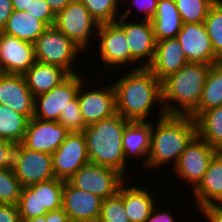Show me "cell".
<instances>
[{
    "mask_svg": "<svg viewBox=\"0 0 222 222\" xmlns=\"http://www.w3.org/2000/svg\"><path fill=\"white\" fill-rule=\"evenodd\" d=\"M128 70L126 74L124 72L123 75H118V79L115 77V82H112L115 90L116 113L128 121L147 122L148 117L153 116L155 106L158 105L157 119L166 115L162 103L161 81L148 67Z\"/></svg>",
    "mask_w": 222,
    "mask_h": 222,
    "instance_id": "1",
    "label": "cell"
},
{
    "mask_svg": "<svg viewBox=\"0 0 222 222\" xmlns=\"http://www.w3.org/2000/svg\"><path fill=\"white\" fill-rule=\"evenodd\" d=\"M196 135V122L190 115H164L155 122L152 121L146 171H158L162 166L167 167L168 163L174 164L171 165L174 167Z\"/></svg>",
    "mask_w": 222,
    "mask_h": 222,
    "instance_id": "2",
    "label": "cell"
},
{
    "mask_svg": "<svg viewBox=\"0 0 222 222\" xmlns=\"http://www.w3.org/2000/svg\"><path fill=\"white\" fill-rule=\"evenodd\" d=\"M130 121L116 113L87 126L83 131L89 161L117 170L127 179V161L122 145L123 133Z\"/></svg>",
    "mask_w": 222,
    "mask_h": 222,
    "instance_id": "3",
    "label": "cell"
},
{
    "mask_svg": "<svg viewBox=\"0 0 222 222\" xmlns=\"http://www.w3.org/2000/svg\"><path fill=\"white\" fill-rule=\"evenodd\" d=\"M210 66L188 62L161 81L166 115H190L198 107Z\"/></svg>",
    "mask_w": 222,
    "mask_h": 222,
    "instance_id": "4",
    "label": "cell"
},
{
    "mask_svg": "<svg viewBox=\"0 0 222 222\" xmlns=\"http://www.w3.org/2000/svg\"><path fill=\"white\" fill-rule=\"evenodd\" d=\"M34 51L36 61L60 66L70 75L79 74L75 64L84 52L55 26L48 27L36 40Z\"/></svg>",
    "mask_w": 222,
    "mask_h": 222,
    "instance_id": "5",
    "label": "cell"
},
{
    "mask_svg": "<svg viewBox=\"0 0 222 222\" xmlns=\"http://www.w3.org/2000/svg\"><path fill=\"white\" fill-rule=\"evenodd\" d=\"M54 26L84 51L85 55V51L90 50L89 47L94 44L92 39L96 40L99 23L81 1L73 0L56 14Z\"/></svg>",
    "mask_w": 222,
    "mask_h": 222,
    "instance_id": "6",
    "label": "cell"
},
{
    "mask_svg": "<svg viewBox=\"0 0 222 222\" xmlns=\"http://www.w3.org/2000/svg\"><path fill=\"white\" fill-rule=\"evenodd\" d=\"M63 188L64 180L57 178L24 186L18 203L21 222L62 208Z\"/></svg>",
    "mask_w": 222,
    "mask_h": 222,
    "instance_id": "7",
    "label": "cell"
},
{
    "mask_svg": "<svg viewBox=\"0 0 222 222\" xmlns=\"http://www.w3.org/2000/svg\"><path fill=\"white\" fill-rule=\"evenodd\" d=\"M96 49L104 69L118 74L123 66L130 67V49L124 30L116 23L100 24L96 35ZM107 67V68H106ZM112 67V68H111Z\"/></svg>",
    "mask_w": 222,
    "mask_h": 222,
    "instance_id": "8",
    "label": "cell"
},
{
    "mask_svg": "<svg viewBox=\"0 0 222 222\" xmlns=\"http://www.w3.org/2000/svg\"><path fill=\"white\" fill-rule=\"evenodd\" d=\"M218 152L196 135L181 153L176 165L171 168L172 173H175L178 180L187 181L186 183L190 184L193 190L202 180L210 162Z\"/></svg>",
    "mask_w": 222,
    "mask_h": 222,
    "instance_id": "9",
    "label": "cell"
},
{
    "mask_svg": "<svg viewBox=\"0 0 222 222\" xmlns=\"http://www.w3.org/2000/svg\"><path fill=\"white\" fill-rule=\"evenodd\" d=\"M131 20L120 16L115 21L126 34L130 49V66L132 67L135 64L130 69L148 67L153 60L156 48L152 22L143 19H137V21Z\"/></svg>",
    "mask_w": 222,
    "mask_h": 222,
    "instance_id": "10",
    "label": "cell"
},
{
    "mask_svg": "<svg viewBox=\"0 0 222 222\" xmlns=\"http://www.w3.org/2000/svg\"><path fill=\"white\" fill-rule=\"evenodd\" d=\"M126 178L117 170L94 163H87L73 174L68 181L86 192L103 199L115 195Z\"/></svg>",
    "mask_w": 222,
    "mask_h": 222,
    "instance_id": "11",
    "label": "cell"
},
{
    "mask_svg": "<svg viewBox=\"0 0 222 222\" xmlns=\"http://www.w3.org/2000/svg\"><path fill=\"white\" fill-rule=\"evenodd\" d=\"M85 79L77 92V97L85 126L95 124L102 119L116 114L115 90L112 83L90 87L86 86ZM108 83V84H107ZM99 86V87H98ZM85 89V90H84Z\"/></svg>",
    "mask_w": 222,
    "mask_h": 222,
    "instance_id": "12",
    "label": "cell"
},
{
    "mask_svg": "<svg viewBox=\"0 0 222 222\" xmlns=\"http://www.w3.org/2000/svg\"><path fill=\"white\" fill-rule=\"evenodd\" d=\"M13 170L23 187L55 178L52 154L29 150L21 143L14 148Z\"/></svg>",
    "mask_w": 222,
    "mask_h": 222,
    "instance_id": "13",
    "label": "cell"
},
{
    "mask_svg": "<svg viewBox=\"0 0 222 222\" xmlns=\"http://www.w3.org/2000/svg\"><path fill=\"white\" fill-rule=\"evenodd\" d=\"M84 76L81 71L79 74L70 75L59 86L47 93L35 96L33 117L58 122L61 112L77 96L78 89L85 80Z\"/></svg>",
    "mask_w": 222,
    "mask_h": 222,
    "instance_id": "14",
    "label": "cell"
},
{
    "mask_svg": "<svg viewBox=\"0 0 222 222\" xmlns=\"http://www.w3.org/2000/svg\"><path fill=\"white\" fill-rule=\"evenodd\" d=\"M89 162L86 141L82 132H70L52 154L55 178L64 181Z\"/></svg>",
    "mask_w": 222,
    "mask_h": 222,
    "instance_id": "15",
    "label": "cell"
},
{
    "mask_svg": "<svg viewBox=\"0 0 222 222\" xmlns=\"http://www.w3.org/2000/svg\"><path fill=\"white\" fill-rule=\"evenodd\" d=\"M176 39L188 62L212 65L221 60L215 55L212 42L203 23H184Z\"/></svg>",
    "mask_w": 222,
    "mask_h": 222,
    "instance_id": "16",
    "label": "cell"
},
{
    "mask_svg": "<svg viewBox=\"0 0 222 222\" xmlns=\"http://www.w3.org/2000/svg\"><path fill=\"white\" fill-rule=\"evenodd\" d=\"M70 132L56 121L32 117L27 124L21 144L33 151L53 154Z\"/></svg>",
    "mask_w": 222,
    "mask_h": 222,
    "instance_id": "17",
    "label": "cell"
},
{
    "mask_svg": "<svg viewBox=\"0 0 222 222\" xmlns=\"http://www.w3.org/2000/svg\"><path fill=\"white\" fill-rule=\"evenodd\" d=\"M103 198L64 181L62 208L70 222H97Z\"/></svg>",
    "mask_w": 222,
    "mask_h": 222,
    "instance_id": "18",
    "label": "cell"
},
{
    "mask_svg": "<svg viewBox=\"0 0 222 222\" xmlns=\"http://www.w3.org/2000/svg\"><path fill=\"white\" fill-rule=\"evenodd\" d=\"M35 62L34 44L0 32V73L23 75Z\"/></svg>",
    "mask_w": 222,
    "mask_h": 222,
    "instance_id": "19",
    "label": "cell"
},
{
    "mask_svg": "<svg viewBox=\"0 0 222 222\" xmlns=\"http://www.w3.org/2000/svg\"><path fill=\"white\" fill-rule=\"evenodd\" d=\"M0 104L25 115H34V96L22 74L0 73Z\"/></svg>",
    "mask_w": 222,
    "mask_h": 222,
    "instance_id": "20",
    "label": "cell"
},
{
    "mask_svg": "<svg viewBox=\"0 0 222 222\" xmlns=\"http://www.w3.org/2000/svg\"><path fill=\"white\" fill-rule=\"evenodd\" d=\"M188 61L176 38L156 42L155 53L148 68L162 81L170 74L178 72Z\"/></svg>",
    "mask_w": 222,
    "mask_h": 222,
    "instance_id": "21",
    "label": "cell"
},
{
    "mask_svg": "<svg viewBox=\"0 0 222 222\" xmlns=\"http://www.w3.org/2000/svg\"><path fill=\"white\" fill-rule=\"evenodd\" d=\"M190 191L197 211L209 204L222 203V158L218 154L210 162L199 184Z\"/></svg>",
    "mask_w": 222,
    "mask_h": 222,
    "instance_id": "22",
    "label": "cell"
},
{
    "mask_svg": "<svg viewBox=\"0 0 222 222\" xmlns=\"http://www.w3.org/2000/svg\"><path fill=\"white\" fill-rule=\"evenodd\" d=\"M129 181H124V208L130 222H146L149 215L152 213L153 208L158 205L159 201L148 190L147 186L142 185L141 182L129 186ZM137 183H141L140 185ZM146 187V188H145ZM157 199V200H156Z\"/></svg>",
    "mask_w": 222,
    "mask_h": 222,
    "instance_id": "23",
    "label": "cell"
},
{
    "mask_svg": "<svg viewBox=\"0 0 222 222\" xmlns=\"http://www.w3.org/2000/svg\"><path fill=\"white\" fill-rule=\"evenodd\" d=\"M70 74L62 67L36 61L24 74L32 95L38 96L59 86Z\"/></svg>",
    "mask_w": 222,
    "mask_h": 222,
    "instance_id": "24",
    "label": "cell"
},
{
    "mask_svg": "<svg viewBox=\"0 0 222 222\" xmlns=\"http://www.w3.org/2000/svg\"><path fill=\"white\" fill-rule=\"evenodd\" d=\"M152 121L135 122L130 121L123 133L122 145L125 160L144 159L143 167L147 165V158L150 151Z\"/></svg>",
    "mask_w": 222,
    "mask_h": 222,
    "instance_id": "25",
    "label": "cell"
},
{
    "mask_svg": "<svg viewBox=\"0 0 222 222\" xmlns=\"http://www.w3.org/2000/svg\"><path fill=\"white\" fill-rule=\"evenodd\" d=\"M151 22L156 42L176 38L183 22L175 0H158L157 10Z\"/></svg>",
    "mask_w": 222,
    "mask_h": 222,
    "instance_id": "26",
    "label": "cell"
},
{
    "mask_svg": "<svg viewBox=\"0 0 222 222\" xmlns=\"http://www.w3.org/2000/svg\"><path fill=\"white\" fill-rule=\"evenodd\" d=\"M47 28L29 12L13 10L0 32L34 44Z\"/></svg>",
    "mask_w": 222,
    "mask_h": 222,
    "instance_id": "27",
    "label": "cell"
},
{
    "mask_svg": "<svg viewBox=\"0 0 222 222\" xmlns=\"http://www.w3.org/2000/svg\"><path fill=\"white\" fill-rule=\"evenodd\" d=\"M219 106H222V62L210 66L200 103L190 116L195 119L202 111Z\"/></svg>",
    "mask_w": 222,
    "mask_h": 222,
    "instance_id": "28",
    "label": "cell"
},
{
    "mask_svg": "<svg viewBox=\"0 0 222 222\" xmlns=\"http://www.w3.org/2000/svg\"><path fill=\"white\" fill-rule=\"evenodd\" d=\"M194 120L197 135L211 147L222 150V106L202 111Z\"/></svg>",
    "mask_w": 222,
    "mask_h": 222,
    "instance_id": "29",
    "label": "cell"
},
{
    "mask_svg": "<svg viewBox=\"0 0 222 222\" xmlns=\"http://www.w3.org/2000/svg\"><path fill=\"white\" fill-rule=\"evenodd\" d=\"M29 119L8 106L0 104V139L17 145L22 142Z\"/></svg>",
    "mask_w": 222,
    "mask_h": 222,
    "instance_id": "30",
    "label": "cell"
},
{
    "mask_svg": "<svg viewBox=\"0 0 222 222\" xmlns=\"http://www.w3.org/2000/svg\"><path fill=\"white\" fill-rule=\"evenodd\" d=\"M89 10L90 15L100 24L115 22L121 16L118 0H79Z\"/></svg>",
    "mask_w": 222,
    "mask_h": 222,
    "instance_id": "31",
    "label": "cell"
},
{
    "mask_svg": "<svg viewBox=\"0 0 222 222\" xmlns=\"http://www.w3.org/2000/svg\"><path fill=\"white\" fill-rule=\"evenodd\" d=\"M97 222H130L124 208V182L115 195L103 199Z\"/></svg>",
    "mask_w": 222,
    "mask_h": 222,
    "instance_id": "32",
    "label": "cell"
},
{
    "mask_svg": "<svg viewBox=\"0 0 222 222\" xmlns=\"http://www.w3.org/2000/svg\"><path fill=\"white\" fill-rule=\"evenodd\" d=\"M204 24L214 53L222 61V0H216L210 7Z\"/></svg>",
    "mask_w": 222,
    "mask_h": 222,
    "instance_id": "33",
    "label": "cell"
},
{
    "mask_svg": "<svg viewBox=\"0 0 222 222\" xmlns=\"http://www.w3.org/2000/svg\"><path fill=\"white\" fill-rule=\"evenodd\" d=\"M216 0H175L184 23H203Z\"/></svg>",
    "mask_w": 222,
    "mask_h": 222,
    "instance_id": "34",
    "label": "cell"
},
{
    "mask_svg": "<svg viewBox=\"0 0 222 222\" xmlns=\"http://www.w3.org/2000/svg\"><path fill=\"white\" fill-rule=\"evenodd\" d=\"M22 188L13 168L0 169V203L18 205Z\"/></svg>",
    "mask_w": 222,
    "mask_h": 222,
    "instance_id": "35",
    "label": "cell"
},
{
    "mask_svg": "<svg viewBox=\"0 0 222 222\" xmlns=\"http://www.w3.org/2000/svg\"><path fill=\"white\" fill-rule=\"evenodd\" d=\"M58 123L63 125L69 132H82L86 128L77 96L61 112Z\"/></svg>",
    "mask_w": 222,
    "mask_h": 222,
    "instance_id": "36",
    "label": "cell"
},
{
    "mask_svg": "<svg viewBox=\"0 0 222 222\" xmlns=\"http://www.w3.org/2000/svg\"><path fill=\"white\" fill-rule=\"evenodd\" d=\"M123 3H126V5L127 4H130V5H129V7H128V5L127 6L125 5V8H124V6L123 7L121 6L122 9H120V10H123V11H121L122 12L121 16L126 17L128 19L130 17H133L131 10H133L132 7H135L140 12V16L143 15L140 18L135 17L136 20L143 19V20H150L151 21L156 13L158 0H124ZM126 7L128 9H126ZM124 9H126V10L124 11Z\"/></svg>",
    "mask_w": 222,
    "mask_h": 222,
    "instance_id": "37",
    "label": "cell"
},
{
    "mask_svg": "<svg viewBox=\"0 0 222 222\" xmlns=\"http://www.w3.org/2000/svg\"><path fill=\"white\" fill-rule=\"evenodd\" d=\"M28 12L41 20L47 27H52L56 21V13L45 0H33Z\"/></svg>",
    "mask_w": 222,
    "mask_h": 222,
    "instance_id": "38",
    "label": "cell"
},
{
    "mask_svg": "<svg viewBox=\"0 0 222 222\" xmlns=\"http://www.w3.org/2000/svg\"><path fill=\"white\" fill-rule=\"evenodd\" d=\"M15 144L0 139V169L13 168V153Z\"/></svg>",
    "mask_w": 222,
    "mask_h": 222,
    "instance_id": "39",
    "label": "cell"
},
{
    "mask_svg": "<svg viewBox=\"0 0 222 222\" xmlns=\"http://www.w3.org/2000/svg\"><path fill=\"white\" fill-rule=\"evenodd\" d=\"M22 222H70L67 213L63 208L49 211L43 216H37L23 220Z\"/></svg>",
    "mask_w": 222,
    "mask_h": 222,
    "instance_id": "40",
    "label": "cell"
},
{
    "mask_svg": "<svg viewBox=\"0 0 222 222\" xmlns=\"http://www.w3.org/2000/svg\"><path fill=\"white\" fill-rule=\"evenodd\" d=\"M196 212H200L207 222H222V203L206 205Z\"/></svg>",
    "mask_w": 222,
    "mask_h": 222,
    "instance_id": "41",
    "label": "cell"
},
{
    "mask_svg": "<svg viewBox=\"0 0 222 222\" xmlns=\"http://www.w3.org/2000/svg\"><path fill=\"white\" fill-rule=\"evenodd\" d=\"M0 222H21L18 205L0 203Z\"/></svg>",
    "mask_w": 222,
    "mask_h": 222,
    "instance_id": "42",
    "label": "cell"
},
{
    "mask_svg": "<svg viewBox=\"0 0 222 222\" xmlns=\"http://www.w3.org/2000/svg\"><path fill=\"white\" fill-rule=\"evenodd\" d=\"M146 222H179V221H177V217L175 218V216H173L169 210L165 212L162 209L161 211L160 207L156 205L153 208L152 213L147 218Z\"/></svg>",
    "mask_w": 222,
    "mask_h": 222,
    "instance_id": "43",
    "label": "cell"
},
{
    "mask_svg": "<svg viewBox=\"0 0 222 222\" xmlns=\"http://www.w3.org/2000/svg\"><path fill=\"white\" fill-rule=\"evenodd\" d=\"M13 12L12 0H0V30Z\"/></svg>",
    "mask_w": 222,
    "mask_h": 222,
    "instance_id": "44",
    "label": "cell"
},
{
    "mask_svg": "<svg viewBox=\"0 0 222 222\" xmlns=\"http://www.w3.org/2000/svg\"><path fill=\"white\" fill-rule=\"evenodd\" d=\"M51 9L57 14L63 8H65L73 0H45Z\"/></svg>",
    "mask_w": 222,
    "mask_h": 222,
    "instance_id": "45",
    "label": "cell"
},
{
    "mask_svg": "<svg viewBox=\"0 0 222 222\" xmlns=\"http://www.w3.org/2000/svg\"><path fill=\"white\" fill-rule=\"evenodd\" d=\"M33 0H12V7L15 11H26L31 5Z\"/></svg>",
    "mask_w": 222,
    "mask_h": 222,
    "instance_id": "46",
    "label": "cell"
},
{
    "mask_svg": "<svg viewBox=\"0 0 222 222\" xmlns=\"http://www.w3.org/2000/svg\"><path fill=\"white\" fill-rule=\"evenodd\" d=\"M218 155L222 158V150L218 152Z\"/></svg>",
    "mask_w": 222,
    "mask_h": 222,
    "instance_id": "47",
    "label": "cell"
},
{
    "mask_svg": "<svg viewBox=\"0 0 222 222\" xmlns=\"http://www.w3.org/2000/svg\"><path fill=\"white\" fill-rule=\"evenodd\" d=\"M120 3H121V5H124L122 2L124 1V0H118Z\"/></svg>",
    "mask_w": 222,
    "mask_h": 222,
    "instance_id": "48",
    "label": "cell"
}]
</instances>
